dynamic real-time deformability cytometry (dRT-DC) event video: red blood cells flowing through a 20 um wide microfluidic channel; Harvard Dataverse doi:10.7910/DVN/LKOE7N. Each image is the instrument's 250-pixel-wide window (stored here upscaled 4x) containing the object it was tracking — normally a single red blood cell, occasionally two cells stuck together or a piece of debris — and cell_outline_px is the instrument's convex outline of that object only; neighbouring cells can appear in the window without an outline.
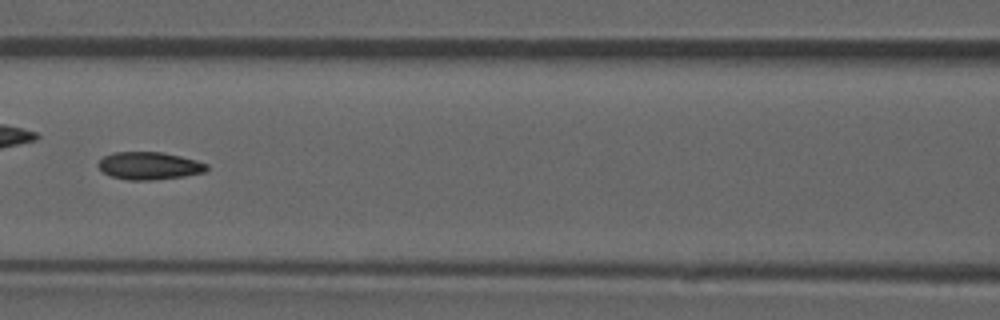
{"species": "common noctule bat (a hibernating species)", "species_latin": "Nyctalus noctula", "temperature_condition": "room temperature", "stored_images_in_passage": 53, "camera_frame_rate_fps": 3000, "um_per_image_px": 0.085, "animal": {"sex": "male", "forearm_length_mm": 52.5}, "frame": {"image": 1, "passage_image": 23, "time_ms": 7.333, "image_size_px": [1000, 320], "cell_outline_px": [[208, 168], [204, 172], [184, 176], [152, 180], [128, 180], [112, 176], [104, 172], [96, 164], [104, 156], [112, 152], [160, 152], [180, 156], [196, 160], [208, 164]], "centroid_in_image_um": [12.68, 14.09], "position_along_channel_um": 153.9, "area_um2": 17.34}}